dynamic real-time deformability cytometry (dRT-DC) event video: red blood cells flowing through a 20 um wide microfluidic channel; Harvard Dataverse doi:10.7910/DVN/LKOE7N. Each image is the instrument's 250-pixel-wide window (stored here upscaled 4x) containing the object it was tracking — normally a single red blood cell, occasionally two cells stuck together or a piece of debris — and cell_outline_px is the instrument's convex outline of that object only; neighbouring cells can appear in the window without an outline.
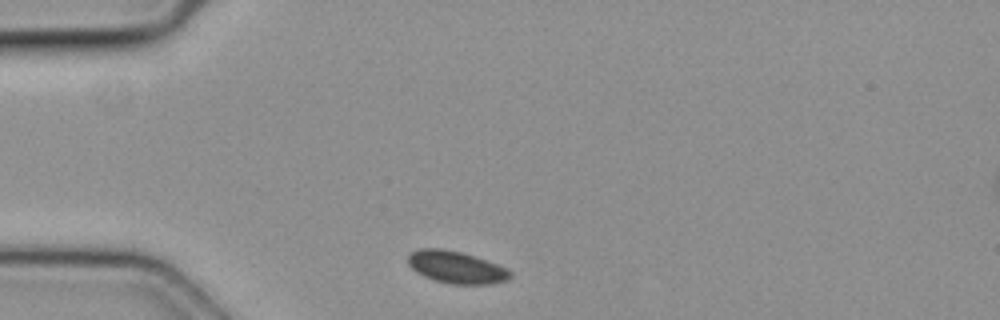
{"species": "common noctule bat (a hibernating species)", "species_latin": "Nyctalus noctula", "temperature_condition": "cold", "stored_images_in_passage": 31, "camera_frame_rate_fps": 3000, "um_per_image_px": 0.085, "animal": {"sex": "female", "body_mass_g": 19.3, "forearm_length_mm": 54.1}, "frame": {"image": 1, "passage_image": 1, "time_ms": 0.0, "image_size_px": [1000, 320], "cell_outline_px": [[512, 276], [508, 280], [492, 284], [448, 284], [432, 280], [416, 272], [408, 264], [408, 256], [412, 252], [420, 248], [440, 248], [460, 252], [508, 268], [512, 272]], "centroid_in_image_um": [38.78, 22.73], "position_along_channel_um": 46.2, "area_um2": 19.19}}
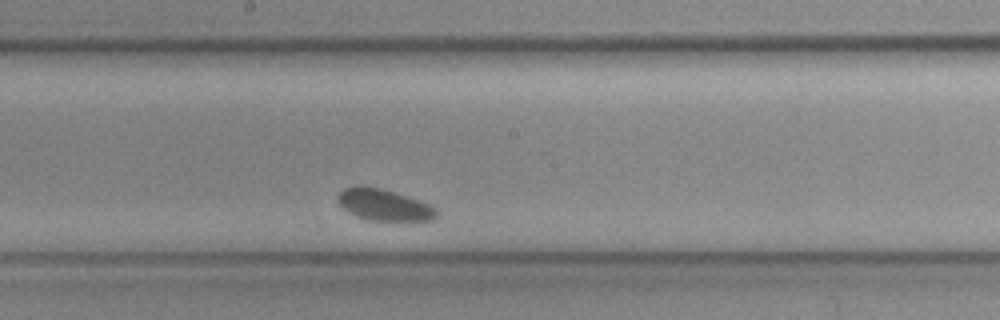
{"frame": {"image": 2, "passage_image": 17, "time_ms": 5.333, "image_size_px": [1000, 320], "cell_outline_px": [[440, 212], [432, 220], [368, 220], [356, 216], [348, 212], [340, 204], [336, 196], [344, 188], [356, 184], [380, 188], [420, 200], [436, 208]], "centroid_in_image_um": [32.62, 17.4], "position_along_channel_um": 215.6, "area_um2": 18.09}}
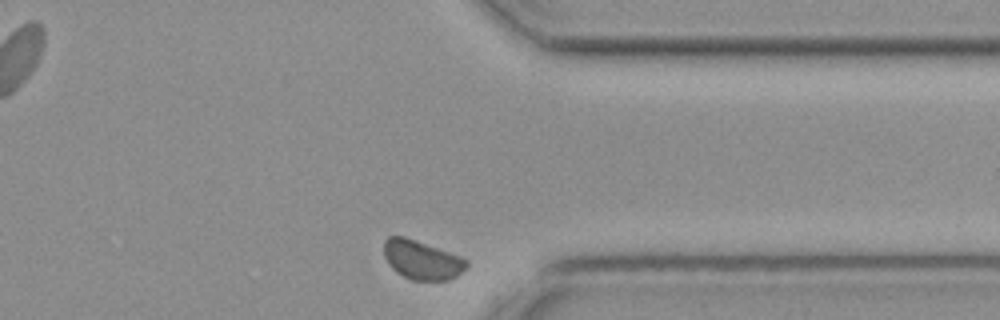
{"frame": {"image": 3, "passage_image": 31, "time_ms": 10.0, "image_size_px": [1000, 320], "cell_outline_px": [[468, 264], [456, 276], [448, 280], [412, 280], [396, 272], [388, 264], [384, 256], [384, 240], [388, 236], [404, 236], [460, 256], [468, 260]], "centroid_in_image_um": [35.82, 22.08], "position_along_channel_um": 375.6, "area_um2": 18.61}}